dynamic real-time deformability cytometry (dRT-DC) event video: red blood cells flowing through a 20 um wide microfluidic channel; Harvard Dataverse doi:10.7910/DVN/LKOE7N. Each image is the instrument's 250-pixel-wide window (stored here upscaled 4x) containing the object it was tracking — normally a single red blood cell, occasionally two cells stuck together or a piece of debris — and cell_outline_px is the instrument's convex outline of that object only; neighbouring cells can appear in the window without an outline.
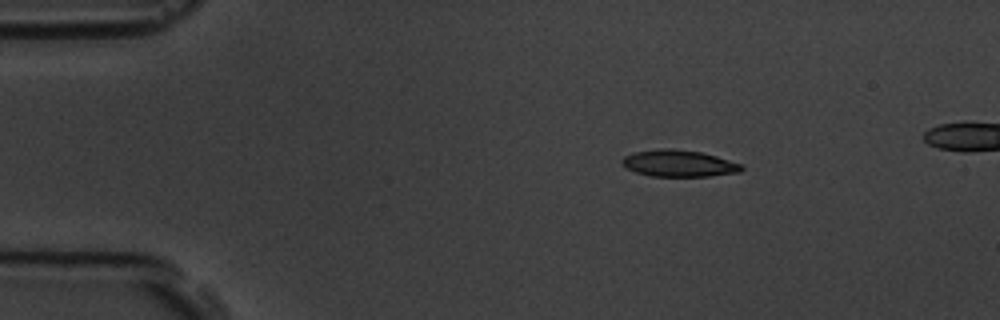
{"species": "common noctule bat (a hibernating species)", "species_latin": "Nyctalus noctula", "temperature_condition": "room temperature", "stored_images_in_passage": 4, "camera_frame_rate_fps": 3000, "um_per_image_px": 0.085, "animal": {"sex": "male", "body_mass_g": 19.5, "forearm_length_mm": 54.6}, "frame": {"image": 1, "passage_image": 1, "time_ms": 0.0, "image_size_px": [1000, 320], "cell_outline_px": [[744, 168], [740, 172], [708, 176], [652, 176], [636, 172], [628, 168], [620, 160], [624, 156], [636, 152], [664, 148], [668, 148], [700, 152], [716, 156], [744, 164]], "centroid_in_image_um": [57.75, 13.89], "position_along_channel_um": 27.3, "area_um2": 18.38}}